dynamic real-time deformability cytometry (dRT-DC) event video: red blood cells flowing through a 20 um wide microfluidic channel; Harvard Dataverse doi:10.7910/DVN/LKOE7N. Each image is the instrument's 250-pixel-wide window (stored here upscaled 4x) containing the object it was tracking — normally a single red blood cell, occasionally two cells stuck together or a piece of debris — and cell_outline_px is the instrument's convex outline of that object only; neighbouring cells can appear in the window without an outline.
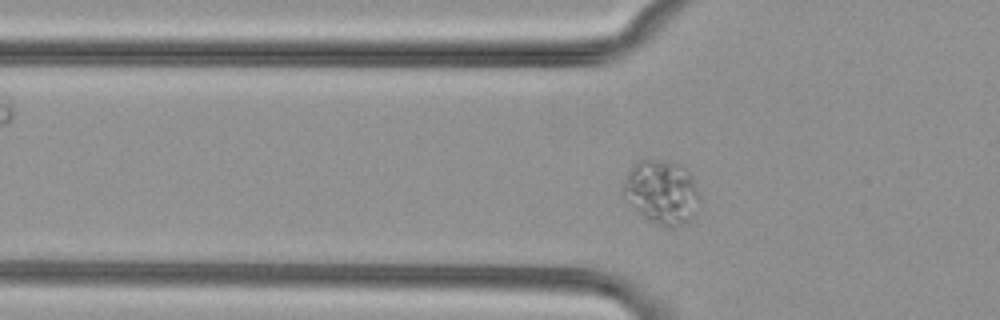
{"species": "common noctule bat (a hibernating species)", "species_latin": "Nyctalus noctula", "temperature_condition": "cold", "stored_images_in_passage": 46, "camera_frame_rate_fps": 3000, "um_per_image_px": 0.085, "animal": {"sex": "female", "body_mass_g": 29.2, "forearm_length_mm": 56.3}, "frame": {"image": 1, "passage_image": 9, "time_ms": 2.667, "image_size_px": [1000, 320], "cell_outline_px": [[700, 208], [692, 220], [684, 224], [672, 228], [668, 228], [644, 216], [624, 200], [620, 196], [628, 172], [640, 160], [664, 160], [680, 164], [692, 176], [700, 192]], "centroid_in_image_um": [56.29, 16.35], "position_along_channel_um": 69.5, "area_um2": 28.78}}
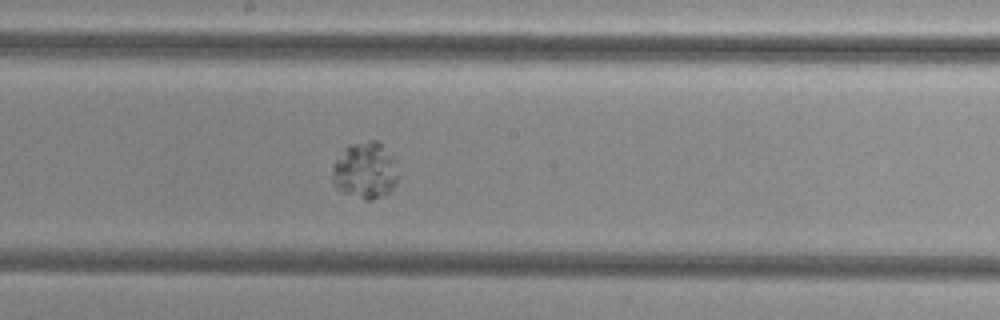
{"frame": {"image": 2, "passage_image": 21, "time_ms": 6.667, "image_size_px": [1000, 320], "cell_outline_px": [[396, 184], [384, 196], [372, 200], [364, 200], [340, 192], [336, 188], [332, 180], [332, 164], [340, 148], [348, 144], [368, 140], [376, 140], [396, 160]], "centroid_in_image_um": [30.96, 14.48], "position_along_channel_um": 217.2, "area_um2": 22.25}}
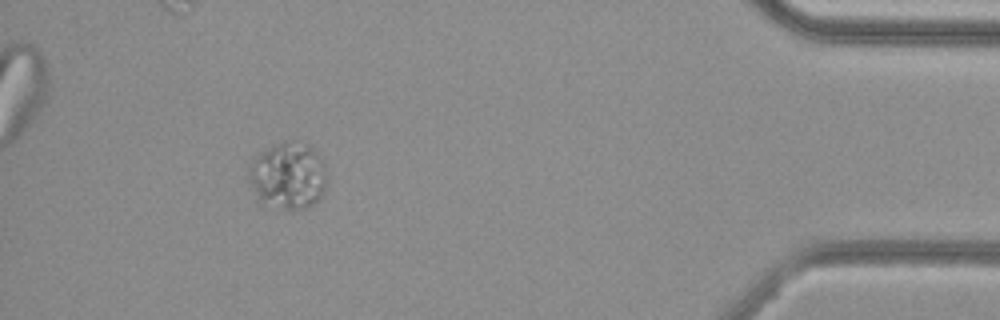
{"frame": {"image": 3, "passage_image": 41, "time_ms": 13.333, "image_size_px": [1000, 320], "cell_outline_px": [[328, 180], [324, 192], [320, 200], [316, 204], [308, 208], [284, 208], [260, 204], [248, 180], [248, 164], [252, 156], [284, 140], [292, 140], [308, 144], [316, 152], [324, 164]], "centroid_in_image_um": [24.47, 14.93], "position_along_channel_um": 410.7, "area_um2": 31.21}}